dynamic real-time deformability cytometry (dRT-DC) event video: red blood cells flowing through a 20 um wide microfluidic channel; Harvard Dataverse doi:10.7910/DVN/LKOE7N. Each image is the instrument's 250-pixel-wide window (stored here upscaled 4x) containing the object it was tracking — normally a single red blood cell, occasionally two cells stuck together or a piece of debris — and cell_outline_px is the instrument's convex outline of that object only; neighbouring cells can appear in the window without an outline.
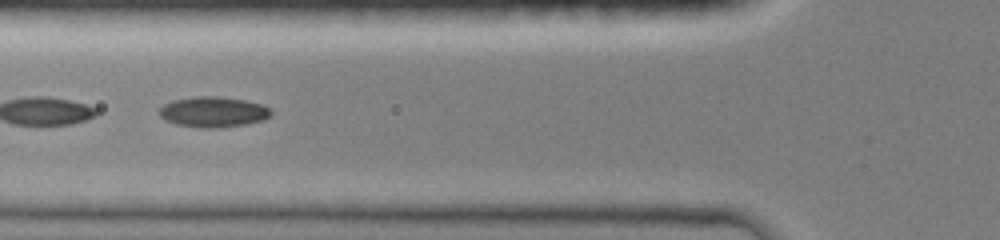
{"species": "common noctule bat (a hibernating species)", "species_latin": "Nyctalus noctula", "temperature_condition": "room temperature", "stored_images_in_passage": 9, "camera_frame_rate_fps": 3000, "um_per_image_px": 0.085, "animal": {"sex": "female", "body_mass_g": 19.0, "forearm_length_mm": 51.5}, "frame": {"image": 1, "passage_image": 4, "time_ms": 1.333, "image_size_px": [1000, 240], "cell_outline_px": [[272, 112], [268, 116], [260, 120], [244, 124], [216, 128], [200, 128], [176, 124], [164, 120], [160, 116], [160, 108], [164, 104], [172, 100], [192, 96], [216, 96], [244, 100], [264, 104]], "centroid_in_image_um": [18.07, 9.5], "position_along_channel_um": 107.7, "area_um2": 19.77}}
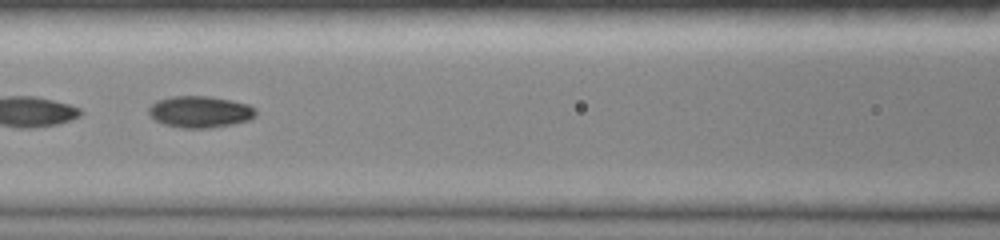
{"frame": {"image": 2, "passage_image": 7, "time_ms": 2.333, "image_size_px": [1000, 240], "cell_outline_px": [[256, 116], [248, 120], [232, 124], [208, 128], [180, 128], [164, 124], [156, 120], [148, 112], [148, 108], [156, 100], [172, 96], [204, 96], [228, 100], [248, 104], [256, 108]], "centroid_in_image_um": [16.99, 9.5], "position_along_channel_um": 149.6, "area_um2": 19.59}}